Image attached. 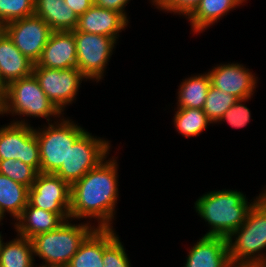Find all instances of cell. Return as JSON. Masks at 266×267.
<instances>
[{
  "label": "cell",
  "instance_id": "obj_1",
  "mask_svg": "<svg viewBox=\"0 0 266 267\" xmlns=\"http://www.w3.org/2000/svg\"><path fill=\"white\" fill-rule=\"evenodd\" d=\"M118 163L104 159L71 185L70 219H96V228H113L118 192Z\"/></svg>",
  "mask_w": 266,
  "mask_h": 267
},
{
  "label": "cell",
  "instance_id": "obj_2",
  "mask_svg": "<svg viewBox=\"0 0 266 267\" xmlns=\"http://www.w3.org/2000/svg\"><path fill=\"white\" fill-rule=\"evenodd\" d=\"M265 192L264 188L250 202L246 194L231 189L214 190L200 196L195 201L194 208L197 215L211 227L205 235L228 238L245 223L248 211Z\"/></svg>",
  "mask_w": 266,
  "mask_h": 267
},
{
  "label": "cell",
  "instance_id": "obj_3",
  "mask_svg": "<svg viewBox=\"0 0 266 267\" xmlns=\"http://www.w3.org/2000/svg\"><path fill=\"white\" fill-rule=\"evenodd\" d=\"M64 221L57 229L31 238L33 256L43 260L36 267H67L84 240L96 229L95 224Z\"/></svg>",
  "mask_w": 266,
  "mask_h": 267
},
{
  "label": "cell",
  "instance_id": "obj_4",
  "mask_svg": "<svg viewBox=\"0 0 266 267\" xmlns=\"http://www.w3.org/2000/svg\"><path fill=\"white\" fill-rule=\"evenodd\" d=\"M61 118L62 114L43 92L33 74L8 84L0 91V116ZM15 114V115H14Z\"/></svg>",
  "mask_w": 266,
  "mask_h": 267
},
{
  "label": "cell",
  "instance_id": "obj_5",
  "mask_svg": "<svg viewBox=\"0 0 266 267\" xmlns=\"http://www.w3.org/2000/svg\"><path fill=\"white\" fill-rule=\"evenodd\" d=\"M227 244L229 259L266 265V192L248 211L245 223L227 238Z\"/></svg>",
  "mask_w": 266,
  "mask_h": 267
},
{
  "label": "cell",
  "instance_id": "obj_6",
  "mask_svg": "<svg viewBox=\"0 0 266 267\" xmlns=\"http://www.w3.org/2000/svg\"><path fill=\"white\" fill-rule=\"evenodd\" d=\"M54 120L43 128H34L40 152V173L55 174L65 163L69 149L86 131L69 118Z\"/></svg>",
  "mask_w": 266,
  "mask_h": 267
},
{
  "label": "cell",
  "instance_id": "obj_7",
  "mask_svg": "<svg viewBox=\"0 0 266 267\" xmlns=\"http://www.w3.org/2000/svg\"><path fill=\"white\" fill-rule=\"evenodd\" d=\"M109 142L85 131L69 149L65 163L55 175L72 185L109 156Z\"/></svg>",
  "mask_w": 266,
  "mask_h": 267
},
{
  "label": "cell",
  "instance_id": "obj_8",
  "mask_svg": "<svg viewBox=\"0 0 266 267\" xmlns=\"http://www.w3.org/2000/svg\"><path fill=\"white\" fill-rule=\"evenodd\" d=\"M74 39L77 69L88 81L98 82L102 80L118 40L109 36L81 31H74Z\"/></svg>",
  "mask_w": 266,
  "mask_h": 267
},
{
  "label": "cell",
  "instance_id": "obj_9",
  "mask_svg": "<svg viewBox=\"0 0 266 267\" xmlns=\"http://www.w3.org/2000/svg\"><path fill=\"white\" fill-rule=\"evenodd\" d=\"M19 159L40 173V152L33 126L25 118L0 127V160Z\"/></svg>",
  "mask_w": 266,
  "mask_h": 267
},
{
  "label": "cell",
  "instance_id": "obj_10",
  "mask_svg": "<svg viewBox=\"0 0 266 267\" xmlns=\"http://www.w3.org/2000/svg\"><path fill=\"white\" fill-rule=\"evenodd\" d=\"M32 74L43 92L63 114L66 105L76 100L82 81L88 80L77 68L48 69L33 67Z\"/></svg>",
  "mask_w": 266,
  "mask_h": 267
},
{
  "label": "cell",
  "instance_id": "obj_11",
  "mask_svg": "<svg viewBox=\"0 0 266 267\" xmlns=\"http://www.w3.org/2000/svg\"><path fill=\"white\" fill-rule=\"evenodd\" d=\"M28 203L69 220L71 185L55 174L38 173L28 190Z\"/></svg>",
  "mask_w": 266,
  "mask_h": 267
},
{
  "label": "cell",
  "instance_id": "obj_12",
  "mask_svg": "<svg viewBox=\"0 0 266 267\" xmlns=\"http://www.w3.org/2000/svg\"><path fill=\"white\" fill-rule=\"evenodd\" d=\"M4 31L21 53L34 64L40 59L53 32L50 26L36 15L12 21L4 26Z\"/></svg>",
  "mask_w": 266,
  "mask_h": 267
},
{
  "label": "cell",
  "instance_id": "obj_13",
  "mask_svg": "<svg viewBox=\"0 0 266 267\" xmlns=\"http://www.w3.org/2000/svg\"><path fill=\"white\" fill-rule=\"evenodd\" d=\"M211 85L238 99L252 97L258 77L240 63H221L208 70ZM255 90V91H254Z\"/></svg>",
  "mask_w": 266,
  "mask_h": 267
},
{
  "label": "cell",
  "instance_id": "obj_14",
  "mask_svg": "<svg viewBox=\"0 0 266 267\" xmlns=\"http://www.w3.org/2000/svg\"><path fill=\"white\" fill-rule=\"evenodd\" d=\"M33 67L48 69L77 68V52L74 31H53L40 59Z\"/></svg>",
  "mask_w": 266,
  "mask_h": 267
},
{
  "label": "cell",
  "instance_id": "obj_15",
  "mask_svg": "<svg viewBox=\"0 0 266 267\" xmlns=\"http://www.w3.org/2000/svg\"><path fill=\"white\" fill-rule=\"evenodd\" d=\"M128 23L121 13L93 4L78 17V25L74 31L109 36L117 40L119 33L126 29Z\"/></svg>",
  "mask_w": 266,
  "mask_h": 267
},
{
  "label": "cell",
  "instance_id": "obj_16",
  "mask_svg": "<svg viewBox=\"0 0 266 267\" xmlns=\"http://www.w3.org/2000/svg\"><path fill=\"white\" fill-rule=\"evenodd\" d=\"M33 65L3 30L0 34V91L11 82L30 76Z\"/></svg>",
  "mask_w": 266,
  "mask_h": 267
},
{
  "label": "cell",
  "instance_id": "obj_17",
  "mask_svg": "<svg viewBox=\"0 0 266 267\" xmlns=\"http://www.w3.org/2000/svg\"><path fill=\"white\" fill-rule=\"evenodd\" d=\"M228 260L227 238L203 235L190 248L183 267H223Z\"/></svg>",
  "mask_w": 266,
  "mask_h": 267
},
{
  "label": "cell",
  "instance_id": "obj_18",
  "mask_svg": "<svg viewBox=\"0 0 266 267\" xmlns=\"http://www.w3.org/2000/svg\"><path fill=\"white\" fill-rule=\"evenodd\" d=\"M118 236L113 228H96L80 245L67 267H103V251Z\"/></svg>",
  "mask_w": 266,
  "mask_h": 267
},
{
  "label": "cell",
  "instance_id": "obj_19",
  "mask_svg": "<svg viewBox=\"0 0 266 267\" xmlns=\"http://www.w3.org/2000/svg\"><path fill=\"white\" fill-rule=\"evenodd\" d=\"M15 220L12 225L17 235L27 239L57 229L65 221L58 213L45 211L29 203Z\"/></svg>",
  "mask_w": 266,
  "mask_h": 267
},
{
  "label": "cell",
  "instance_id": "obj_20",
  "mask_svg": "<svg viewBox=\"0 0 266 267\" xmlns=\"http://www.w3.org/2000/svg\"><path fill=\"white\" fill-rule=\"evenodd\" d=\"M34 15L42 18L52 31H74L78 16L64 0H35Z\"/></svg>",
  "mask_w": 266,
  "mask_h": 267
},
{
  "label": "cell",
  "instance_id": "obj_21",
  "mask_svg": "<svg viewBox=\"0 0 266 267\" xmlns=\"http://www.w3.org/2000/svg\"><path fill=\"white\" fill-rule=\"evenodd\" d=\"M247 0H201L195 10L186 18L192 32L201 33L217 23L220 18Z\"/></svg>",
  "mask_w": 266,
  "mask_h": 267
},
{
  "label": "cell",
  "instance_id": "obj_22",
  "mask_svg": "<svg viewBox=\"0 0 266 267\" xmlns=\"http://www.w3.org/2000/svg\"><path fill=\"white\" fill-rule=\"evenodd\" d=\"M210 86L211 80L207 72L185 78L178 87L176 109H203Z\"/></svg>",
  "mask_w": 266,
  "mask_h": 267
},
{
  "label": "cell",
  "instance_id": "obj_23",
  "mask_svg": "<svg viewBox=\"0 0 266 267\" xmlns=\"http://www.w3.org/2000/svg\"><path fill=\"white\" fill-rule=\"evenodd\" d=\"M29 188L0 174V216L4 219L6 212L16 219L28 203Z\"/></svg>",
  "mask_w": 266,
  "mask_h": 267
},
{
  "label": "cell",
  "instance_id": "obj_24",
  "mask_svg": "<svg viewBox=\"0 0 266 267\" xmlns=\"http://www.w3.org/2000/svg\"><path fill=\"white\" fill-rule=\"evenodd\" d=\"M30 239L21 237L0 244V267H36Z\"/></svg>",
  "mask_w": 266,
  "mask_h": 267
},
{
  "label": "cell",
  "instance_id": "obj_25",
  "mask_svg": "<svg viewBox=\"0 0 266 267\" xmlns=\"http://www.w3.org/2000/svg\"><path fill=\"white\" fill-rule=\"evenodd\" d=\"M173 122L175 129L185 138L199 136L212 124L203 109L193 108L177 109Z\"/></svg>",
  "mask_w": 266,
  "mask_h": 267
},
{
  "label": "cell",
  "instance_id": "obj_26",
  "mask_svg": "<svg viewBox=\"0 0 266 267\" xmlns=\"http://www.w3.org/2000/svg\"><path fill=\"white\" fill-rule=\"evenodd\" d=\"M238 100L234 95L225 93L212 85L209 87L203 111L208 119L216 124L224 113Z\"/></svg>",
  "mask_w": 266,
  "mask_h": 267
},
{
  "label": "cell",
  "instance_id": "obj_27",
  "mask_svg": "<svg viewBox=\"0 0 266 267\" xmlns=\"http://www.w3.org/2000/svg\"><path fill=\"white\" fill-rule=\"evenodd\" d=\"M0 174L27 186L30 189L38 172L32 166L23 163L19 159L14 160L10 158L0 160Z\"/></svg>",
  "mask_w": 266,
  "mask_h": 267
},
{
  "label": "cell",
  "instance_id": "obj_28",
  "mask_svg": "<svg viewBox=\"0 0 266 267\" xmlns=\"http://www.w3.org/2000/svg\"><path fill=\"white\" fill-rule=\"evenodd\" d=\"M35 0H0V23L6 24L34 15Z\"/></svg>",
  "mask_w": 266,
  "mask_h": 267
},
{
  "label": "cell",
  "instance_id": "obj_29",
  "mask_svg": "<svg viewBox=\"0 0 266 267\" xmlns=\"http://www.w3.org/2000/svg\"><path fill=\"white\" fill-rule=\"evenodd\" d=\"M251 97L238 99L232 107H230L224 115L219 119L218 123L221 121L227 122L228 125L233 128H243L251 120V112L247 106L242 102H247Z\"/></svg>",
  "mask_w": 266,
  "mask_h": 267
},
{
  "label": "cell",
  "instance_id": "obj_30",
  "mask_svg": "<svg viewBox=\"0 0 266 267\" xmlns=\"http://www.w3.org/2000/svg\"><path fill=\"white\" fill-rule=\"evenodd\" d=\"M122 242L117 237L104 251H103V267H131L129 257L125 251Z\"/></svg>",
  "mask_w": 266,
  "mask_h": 267
},
{
  "label": "cell",
  "instance_id": "obj_31",
  "mask_svg": "<svg viewBox=\"0 0 266 267\" xmlns=\"http://www.w3.org/2000/svg\"><path fill=\"white\" fill-rule=\"evenodd\" d=\"M201 0H151L155 8L178 15L188 17L195 8L199 5Z\"/></svg>",
  "mask_w": 266,
  "mask_h": 267
},
{
  "label": "cell",
  "instance_id": "obj_32",
  "mask_svg": "<svg viewBox=\"0 0 266 267\" xmlns=\"http://www.w3.org/2000/svg\"><path fill=\"white\" fill-rule=\"evenodd\" d=\"M130 1L131 0H94V5L104 9L117 11L129 21L125 8Z\"/></svg>",
  "mask_w": 266,
  "mask_h": 267
},
{
  "label": "cell",
  "instance_id": "obj_33",
  "mask_svg": "<svg viewBox=\"0 0 266 267\" xmlns=\"http://www.w3.org/2000/svg\"><path fill=\"white\" fill-rule=\"evenodd\" d=\"M64 1L76 13L78 17L84 14L94 4V0H64Z\"/></svg>",
  "mask_w": 266,
  "mask_h": 267
},
{
  "label": "cell",
  "instance_id": "obj_34",
  "mask_svg": "<svg viewBox=\"0 0 266 267\" xmlns=\"http://www.w3.org/2000/svg\"><path fill=\"white\" fill-rule=\"evenodd\" d=\"M223 267H266V265L252 261H237L229 259Z\"/></svg>",
  "mask_w": 266,
  "mask_h": 267
},
{
  "label": "cell",
  "instance_id": "obj_35",
  "mask_svg": "<svg viewBox=\"0 0 266 267\" xmlns=\"http://www.w3.org/2000/svg\"><path fill=\"white\" fill-rule=\"evenodd\" d=\"M1 222H2V221H0V225L3 224V223H1ZM1 234H2V232H0V244H1L2 240H3V238H2L3 235H1Z\"/></svg>",
  "mask_w": 266,
  "mask_h": 267
},
{
  "label": "cell",
  "instance_id": "obj_36",
  "mask_svg": "<svg viewBox=\"0 0 266 267\" xmlns=\"http://www.w3.org/2000/svg\"><path fill=\"white\" fill-rule=\"evenodd\" d=\"M3 30H4V26L0 23V34L2 33Z\"/></svg>",
  "mask_w": 266,
  "mask_h": 267
}]
</instances>
